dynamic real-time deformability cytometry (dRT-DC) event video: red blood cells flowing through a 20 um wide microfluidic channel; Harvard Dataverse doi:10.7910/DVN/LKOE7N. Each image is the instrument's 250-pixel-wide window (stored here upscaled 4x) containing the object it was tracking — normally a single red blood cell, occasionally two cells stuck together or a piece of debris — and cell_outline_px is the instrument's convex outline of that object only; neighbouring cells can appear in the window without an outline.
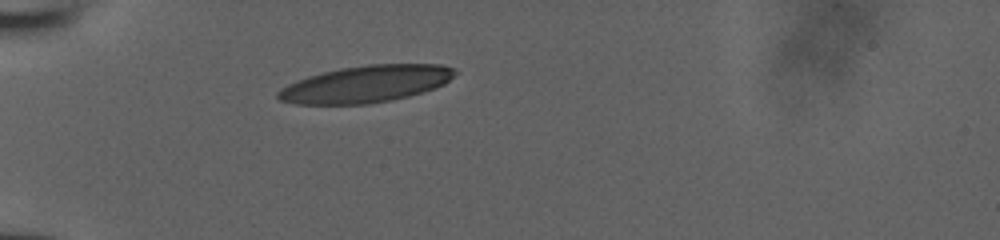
{"species": "human", "species_latin": "Homo sapiens", "temperature_condition": "room temperature", "stored_images_in_passage": 29, "camera_frame_rate_fps": 3000, "um_per_image_px": 0.085, "donor": {"sex": "male"}, "frame": {"image": 1, "passage_image": 1, "time_ms": 0.0, "image_size_px": [1000, 240], "cell_outline_px": [[460, 72], [444, 84], [436, 88], [408, 96], [392, 100], [368, 104], [296, 104], [280, 100], [276, 96], [276, 92], [280, 88], [296, 80], [308, 76], [340, 68], [368, 64], [440, 64], [456, 68]], "centroid_in_image_um": [31.14, 7.13], "position_along_channel_um": 53.9, "area_um2": 38.32}}
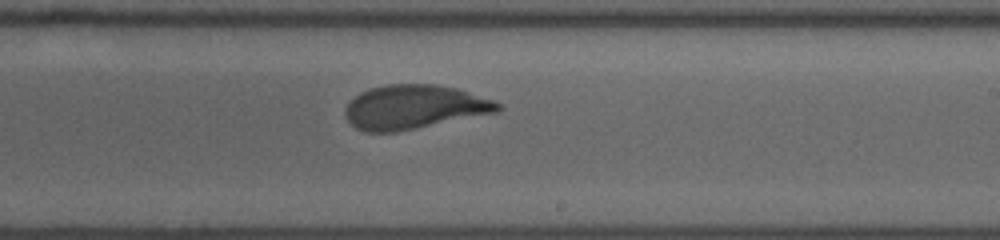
{"frame": {"image": 2, "passage_image": 17, "time_ms": 5.333, "image_size_px": [1000, 240], "cell_outline_px": [[500, 112], [396, 132], [364, 132], [356, 128], [348, 120], [344, 112], [344, 108], [360, 92], [372, 88], [388, 84], [436, 84], [456, 88], [492, 100], [500, 104]], "centroid_in_image_um": [35.2, 9.1], "position_along_channel_um": 253.8, "area_um2": 39.02}}
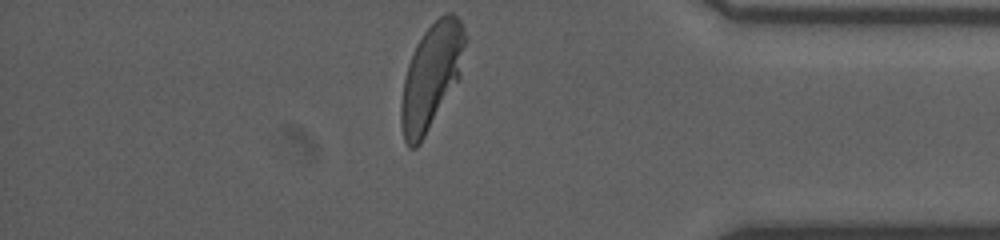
{"frame": {"image": 3, "passage_image": 29, "time_ms": 9.333, "image_size_px": [1000, 240], "cell_outline_px": [[468, 40], [460, 76], [420, 144], [416, 148], [408, 148], [404, 140], [400, 124], [400, 104], [404, 80], [408, 64], [412, 52], [416, 44], [424, 32], [440, 16], [448, 12], [452, 12], [460, 20], [468, 36]], "centroid_in_image_um": [36.67, 6.47], "position_along_channel_um": 398.5, "area_um2": 39.42}}